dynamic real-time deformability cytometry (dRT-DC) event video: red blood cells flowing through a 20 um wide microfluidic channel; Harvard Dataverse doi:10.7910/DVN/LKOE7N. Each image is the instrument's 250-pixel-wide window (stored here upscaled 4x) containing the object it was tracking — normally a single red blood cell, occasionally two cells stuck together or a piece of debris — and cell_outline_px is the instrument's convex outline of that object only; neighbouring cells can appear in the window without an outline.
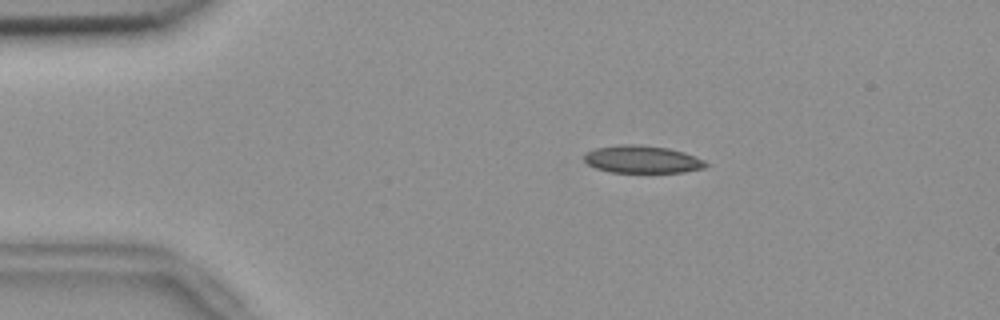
{"species": "common noctule bat (a hibernating species)", "species_latin": "Nyctalus noctula", "temperature_condition": "room temperature", "stored_images_in_passage": 55, "camera_frame_rate_fps": 3000, "um_per_image_px": 0.085, "animal": {"sex": "female", "body_mass_g": 18.4}, "frame": {"image": 1, "passage_image": 10, "time_ms": 3.0, "image_size_px": [1000, 320], "cell_outline_px": [[708, 164], [704, 168], [684, 172], [608, 172], [596, 168], [588, 164], [584, 160], [584, 152], [596, 148], [620, 144], [640, 144], [668, 148], [684, 152], [704, 160]], "centroid_in_image_um": [54.56, 13.54], "position_along_channel_um": 30.4, "area_um2": 19.59}}
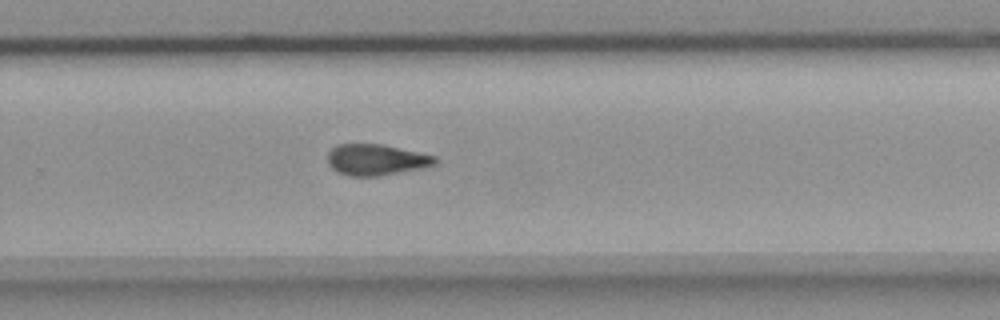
{"frame": {"image": 2, "passage_image": 36, "time_ms": 11.667, "image_size_px": [1000, 320], "cell_outline_px": [[440, 160], [436, 164], [424, 168], [380, 176], [348, 176], [336, 172], [328, 164], [328, 152], [336, 144], [380, 144], [436, 156]], "centroid_in_image_um": [31.98, 13.59], "position_along_channel_um": 297.8, "area_um2": 19.65}}
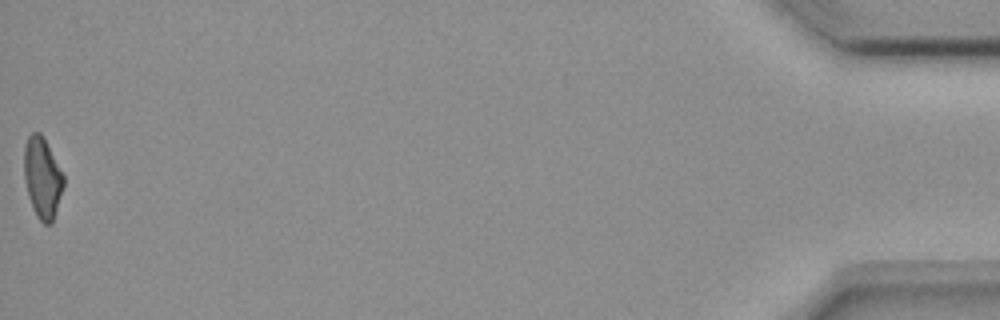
{"frame": {"image": 3, "passage_image": 55, "time_ms": 18.0, "image_size_px": [1000, 320], "cell_outline_px": [[64, 184], [52, 224], [44, 224], [36, 216], [32, 208], [28, 196], [24, 180], [24, 144], [28, 136], [32, 132], [40, 132], [44, 136], [64, 176]], "centroid_in_image_um": [3.59, 15.09], "position_along_channel_um": 431.6, "area_um2": 18.79}, "authors_computed_cell_mechanics": {"area_um2": 19.652, "velocity_mm_per_s": 3.6701, "shape_relaxation_time_tau1_ms": null, "shape_relaxation_time_tau2_ms": 5.828, "deformation_change_tau1": null, "deformation_change_tau2": 0.1269}}